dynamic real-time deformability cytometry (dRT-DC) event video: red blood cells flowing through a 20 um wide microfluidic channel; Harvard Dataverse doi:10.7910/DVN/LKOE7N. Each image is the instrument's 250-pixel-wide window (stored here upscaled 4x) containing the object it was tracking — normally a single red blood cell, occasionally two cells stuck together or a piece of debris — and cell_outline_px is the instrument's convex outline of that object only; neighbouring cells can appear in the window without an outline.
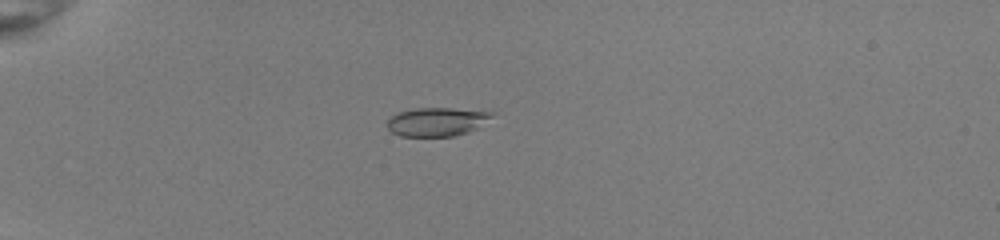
{"species": "common noctule bat (a hibernating species)", "species_latin": "Nyctalus noctula", "temperature_condition": "room temperature", "stored_images_in_passage": 39, "camera_frame_rate_fps": 3000, "um_per_image_px": 0.085, "animal": {"sex": "female", "body_mass_g": 22.0, "forearm_length_mm": 56.7}, "frame": {"image": 1, "passage_image": 3, "time_ms": 0.667, "image_size_px": [1000, 240], "cell_outline_px": [[496, 112], [480, 128], [456, 136], [400, 136], [392, 132], [388, 128], [388, 120], [396, 112], [416, 108], [452, 108]], "centroid_in_image_um": [37.16, 10.35], "position_along_channel_um": 47.8, "area_um2": 17.63}}
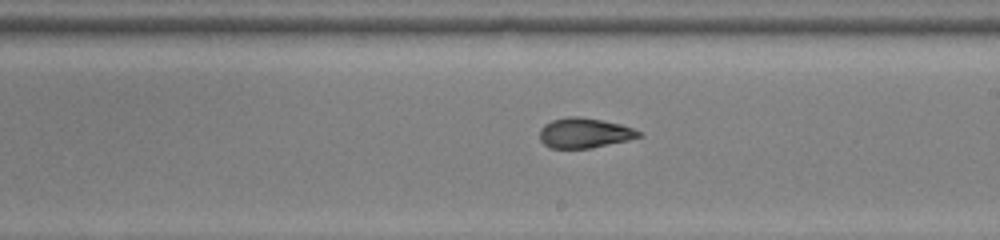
{"frame": {"image": 2, "passage_image": 20, "time_ms": 6.333, "image_size_px": [1000, 240], "cell_outline_px": [[644, 136], [628, 140], [592, 148], [548, 148], [540, 140], [540, 128], [544, 124], [552, 120], [568, 116], [580, 116], [620, 124], [632, 128], [640, 132]], "centroid_in_image_um": [49.66, 11.3], "position_along_channel_um": 239.3, "area_um2": 17.4}}
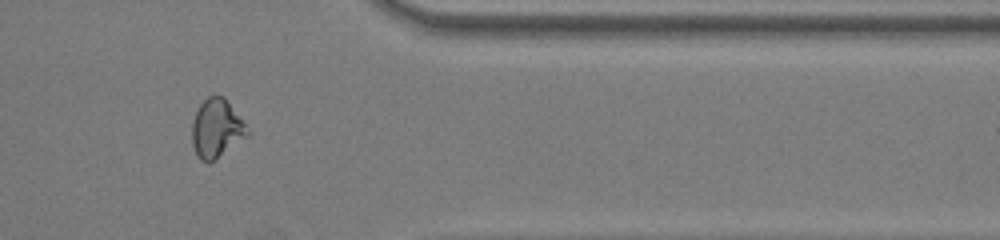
{"frame": {"image": 3, "passage_image": 32, "time_ms": 10.333, "image_size_px": [1000, 240], "cell_outline_px": [[248, 136], [216, 160], [208, 164], [200, 160], [192, 144], [192, 124], [196, 112], [200, 104], [208, 96], [224, 96], [244, 124], [248, 132]], "centroid_in_image_um": [18.38, 10.96], "position_along_channel_um": 393.0, "area_um2": 18.73}, "authors_computed_cell_mechanics": {"area_um2": 18.0914, "velocity_mm_per_s": 4.0356, "shape_relaxation_time_tau1_ms": 10.3081, "shape_relaxation_time_tau2_ms": 0.9581, "deformation_change_tau1": 0.2997, "deformation_change_tau2": 0.0705}}